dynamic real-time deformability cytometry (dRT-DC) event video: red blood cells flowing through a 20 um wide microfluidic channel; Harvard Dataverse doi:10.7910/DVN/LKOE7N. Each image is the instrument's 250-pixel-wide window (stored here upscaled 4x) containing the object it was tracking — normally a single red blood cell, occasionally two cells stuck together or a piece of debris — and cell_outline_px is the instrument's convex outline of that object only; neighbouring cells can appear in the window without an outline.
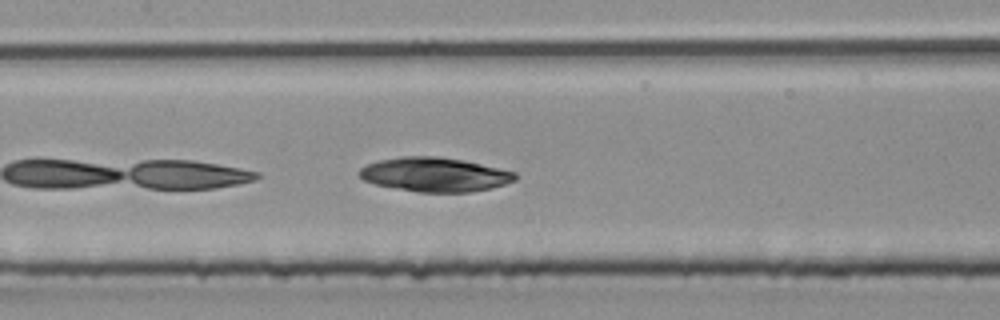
{"species": "common noctule bat (a hibernating species)", "species_latin": "Nyctalus noctula", "temperature_condition": "room temperature", "stored_images_in_passage": 11, "camera_frame_rate_fps": 3000, "um_per_image_px": 0.085, "animal": {"sex": "male", "body_mass_g": 20.4}, "frame": {"image": 1, "passage_image": 8, "time_ms": 2.333, "image_size_px": [1000, 320], "cell_outline_px": [[516, 180], [492, 188], [472, 192], [420, 192], [376, 184], [364, 180], [356, 172], [360, 168], [368, 164], [380, 160], [400, 156], [436, 156], [464, 160], [516, 172]], "centroid_in_image_um": [36.96, 14.83], "position_along_channel_um": 170.4, "area_um2": 30.92}}